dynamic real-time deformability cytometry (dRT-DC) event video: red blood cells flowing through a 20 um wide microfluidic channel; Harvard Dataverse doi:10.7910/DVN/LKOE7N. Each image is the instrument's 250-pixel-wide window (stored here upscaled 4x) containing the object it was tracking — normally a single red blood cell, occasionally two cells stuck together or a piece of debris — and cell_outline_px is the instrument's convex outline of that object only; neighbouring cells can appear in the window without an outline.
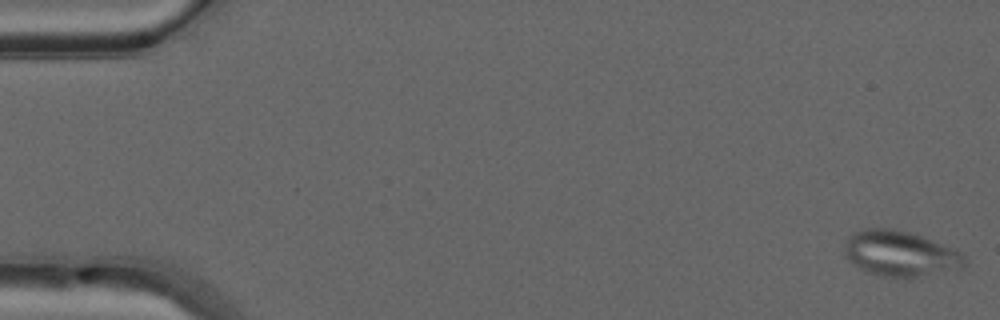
{"species": "common noctule bat (a hibernating species)", "species_latin": "Nyctalus noctula", "temperature_condition": "warm", "stored_images_in_passage": 49, "camera_frame_rate_fps": 3000, "um_per_image_px": 0.085, "animal": {"sex": "male", "forearm_length_mm": 52.5}, "frame": {"image": 1, "passage_image": 1, "time_ms": 0.0, "image_size_px": [1000, 320], "cell_outline_px": [[964, 264], [960, 268], [908, 280], [904, 280], [880, 276], [864, 272], [848, 260], [844, 256], [844, 248], [852, 232], [864, 228], [892, 228], [908, 232], [956, 248], [964, 252]], "centroid_in_image_um": [76.51, 21.59], "position_along_channel_um": 8.5, "area_um2": 32.6}, "authors_computed_cell_mechanics": {"area_um2": 25.2008, "velocity_mm_per_s": 4.1154, "shape_relaxation_time_tau1_ms": null, "shape_relaxation_time_tau2_ms": 1.2491, "deformation_change_tau1": null, "deformation_change_tau2": 0.0859}}